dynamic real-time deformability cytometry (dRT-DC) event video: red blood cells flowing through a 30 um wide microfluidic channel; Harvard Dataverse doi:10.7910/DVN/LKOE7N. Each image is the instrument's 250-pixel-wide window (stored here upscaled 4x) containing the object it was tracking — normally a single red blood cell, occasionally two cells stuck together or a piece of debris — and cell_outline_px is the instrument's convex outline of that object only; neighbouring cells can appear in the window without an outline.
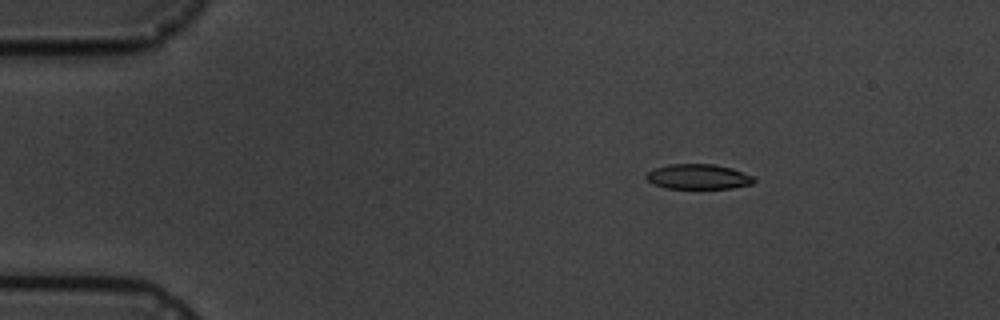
{"species": "common noctule bat (a hibernating species)", "species_latin": "Nyctalus noctula", "temperature_condition": "cold", "stored_images_in_passage": 6, "camera_frame_rate_fps": 3000, "um_per_image_px": 0.085, "animal": {"sex": "male", "body_mass_g": 19.5, "forearm_length_mm": 54.6}, "frame": {"image": 1, "passage_image": 3, "time_ms": 2.0, "image_size_px": [1000, 320], "cell_outline_px": [[756, 180], [752, 184], [732, 188], [664, 188], [652, 184], [644, 176], [648, 172], [656, 168], [668, 164], [712, 164], [732, 168], [752, 176]], "centroid_in_image_um": [59.33, 15.02], "position_along_channel_um": 25.7, "area_um2": 15.66}}